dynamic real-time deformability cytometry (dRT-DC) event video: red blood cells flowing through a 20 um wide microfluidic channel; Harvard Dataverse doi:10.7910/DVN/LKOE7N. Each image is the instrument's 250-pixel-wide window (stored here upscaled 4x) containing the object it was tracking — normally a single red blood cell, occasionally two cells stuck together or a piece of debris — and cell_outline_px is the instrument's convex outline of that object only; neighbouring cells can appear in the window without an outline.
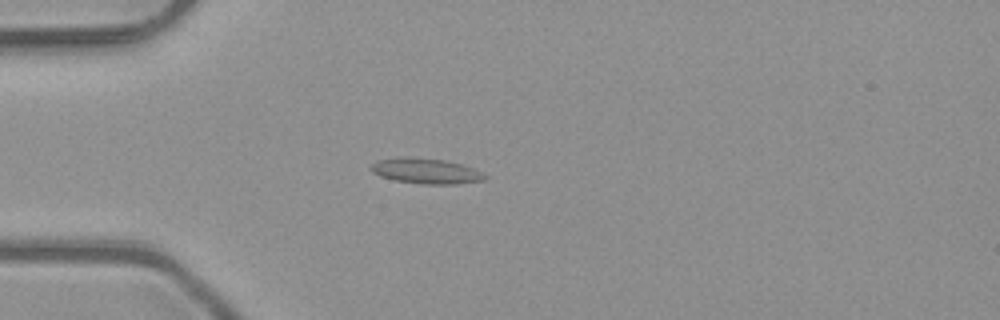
{"species": "common noctule bat (a hibernating species)", "species_latin": "Nyctalus noctula", "temperature_condition": "room temperature", "stored_images_in_passage": 4, "camera_frame_rate_fps": 3000, "um_per_image_px": 0.085, "animal": {"sex": "male", "body_mass_g": 23.1, "forearm_length_mm": 52.7}, "frame": {"image": 1, "passage_image": 3, "time_ms": 0.667, "image_size_px": [1000, 320], "cell_outline_px": [[488, 176], [484, 180], [456, 184], [424, 184], [396, 180], [380, 176], [372, 172], [372, 164], [376, 160], [396, 156], [408, 156], [444, 160], [460, 164], [472, 168]], "centroid_in_image_um": [36.17, 14.52], "position_along_channel_um": 48.8, "area_um2": 16.82}}